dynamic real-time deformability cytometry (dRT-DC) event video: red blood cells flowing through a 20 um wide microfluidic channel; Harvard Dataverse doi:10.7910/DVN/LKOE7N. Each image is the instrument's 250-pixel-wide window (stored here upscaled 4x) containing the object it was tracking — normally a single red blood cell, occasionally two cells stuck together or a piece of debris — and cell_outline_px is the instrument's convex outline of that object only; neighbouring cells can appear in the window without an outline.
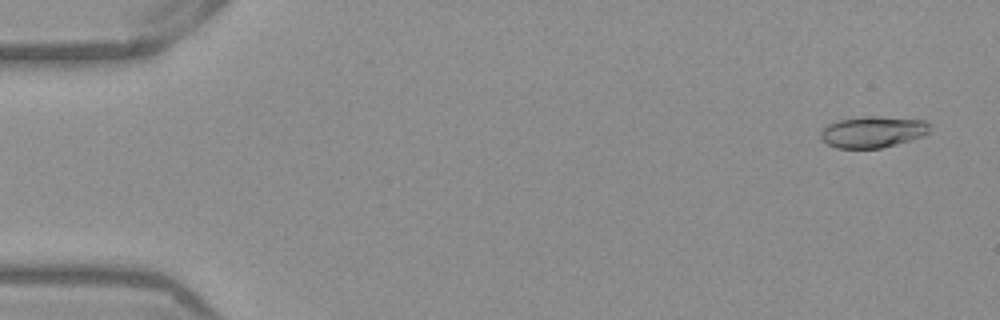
{"species": "Egyptian fruit bat (a non-hibernating species)", "species_latin": "Rousettus aegyptiacus", "temperature_condition": "warm", "stored_images_in_passage": 53, "camera_frame_rate_fps": 3000, "um_per_image_px": 0.085, "frame": {"image": 1, "passage_image": 3, "time_ms": 0.667, "image_size_px": [1000, 320], "cell_outline_px": [[928, 132], [924, 136], [896, 144], [880, 148], [836, 148], [820, 140], [820, 132], [828, 124], [840, 120], [864, 116], [876, 116], [924, 120], [928, 124]], "centroid_in_image_um": [74.15, 11.22], "position_along_channel_um": 10.8, "area_um2": 19.83}}
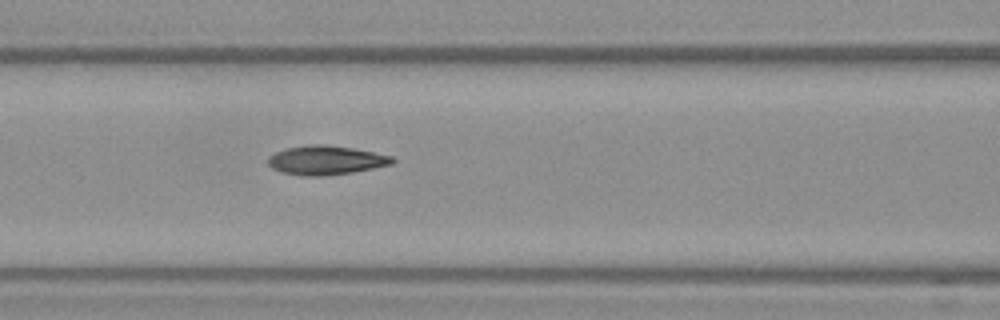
{"frame": {"image": 2, "passage_image": 23, "time_ms": 7.333, "image_size_px": [1000, 320], "cell_outline_px": [[396, 160], [392, 164], [352, 172], [324, 176], [300, 176], [280, 172], [272, 168], [268, 164], [268, 156], [276, 152], [288, 148], [308, 144], [320, 144], [352, 148], [392, 156]], "centroid_in_image_um": [27.67, 13.63], "position_along_channel_um": 138.9, "area_um2": 20.98}}
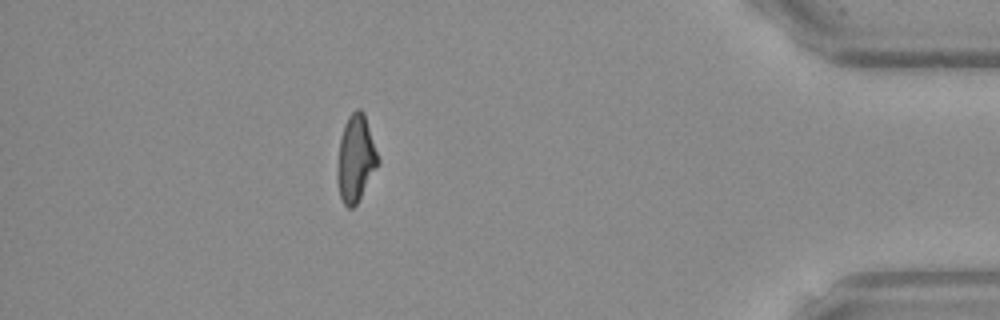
{"frame": {"image": 3, "passage_image": 47, "time_ms": 15.333, "image_size_px": [1000, 320], "cell_outline_px": [[380, 164], [356, 204], [352, 208], [348, 208], [344, 204], [340, 196], [336, 176], [336, 172], [340, 140], [344, 124], [348, 116], [356, 108], [360, 108], [364, 112], [380, 160]], "centroid_in_image_um": [30.24, 13.46], "position_along_channel_um": 405.0, "area_um2": 20.69}, "authors_computed_cell_mechanics": {"area_um2": 20.5768, "velocity_mm_per_s": 3.9107, "shape_relaxation_time_tau1_ms": 5.5623, "shape_relaxation_time_tau2_ms": 1.6809, "deformation_change_tau1": 0.216, "deformation_change_tau2": 0.082}}